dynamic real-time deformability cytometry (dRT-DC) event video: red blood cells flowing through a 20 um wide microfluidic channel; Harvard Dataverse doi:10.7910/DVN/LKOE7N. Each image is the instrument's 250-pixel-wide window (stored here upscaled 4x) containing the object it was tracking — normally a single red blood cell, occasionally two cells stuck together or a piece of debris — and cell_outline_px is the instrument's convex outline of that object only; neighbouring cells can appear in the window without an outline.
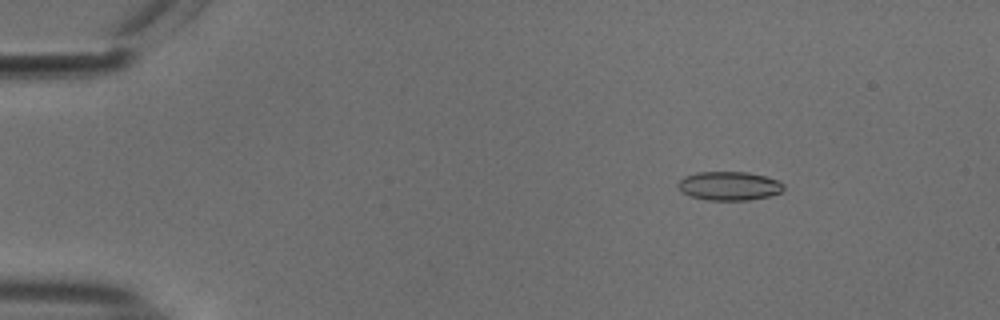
{"species": "common noctule bat (a hibernating species)", "species_latin": "Nyctalus noctula", "temperature_condition": "cold", "stored_images_in_passage": 54, "camera_frame_rate_fps": 3000, "um_per_image_px": 0.085, "animal": {"sex": "male", "body_mass_g": 18.8}, "frame": {"image": 1, "passage_image": 8, "time_ms": 2.333, "image_size_px": [1000, 320], "cell_outline_px": [[784, 188], [780, 192], [768, 196], [748, 200], [708, 200], [692, 196], [684, 192], [676, 184], [684, 176], [696, 172], [748, 172], [764, 176], [776, 180], [784, 184]], "centroid_in_image_um": [61.97, 15.79], "position_along_channel_um": 23.0, "area_um2": 17.51}}
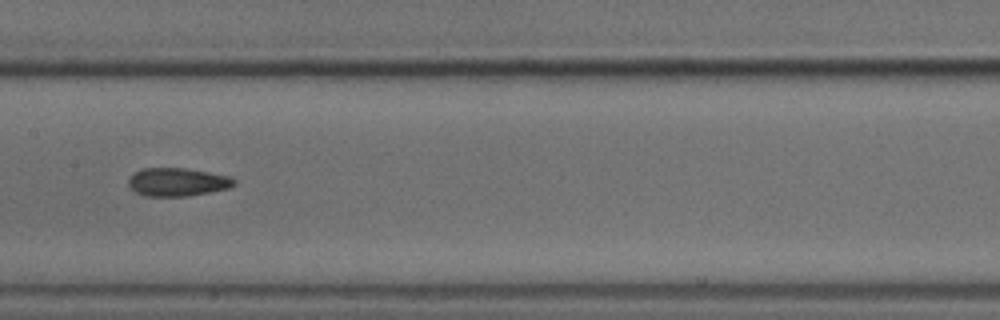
{"frame": {"image": 2, "passage_image": 28, "time_ms": 9.0, "image_size_px": [1000, 320], "cell_outline_px": [[236, 184], [228, 188], [188, 196], [144, 196], [128, 188], [128, 176], [144, 168], [184, 168], [232, 176], [236, 180]], "centroid_in_image_um": [15.06, 15.47], "position_along_channel_um": 192.3, "area_um2": 17.51}}
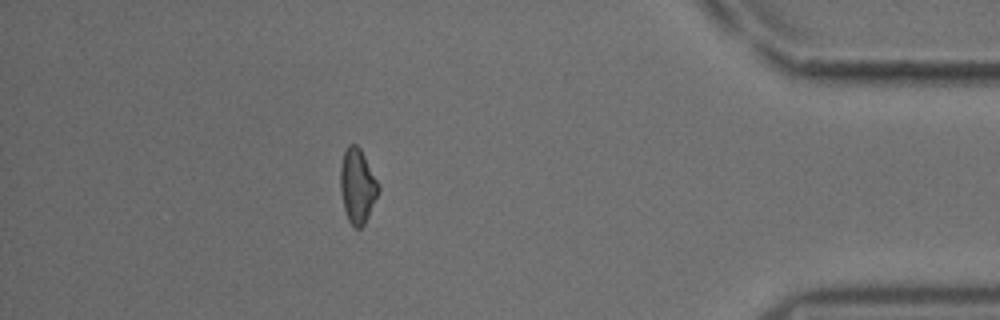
{"frame": {"image": 3, "passage_image": 48, "time_ms": 15.667, "image_size_px": [1000, 320], "cell_outline_px": [[380, 188], [368, 216], [364, 224], [360, 228], [356, 228], [348, 220], [344, 208], [340, 192], [340, 168], [344, 152], [348, 144], [356, 144], [360, 148], [380, 184]], "centroid_in_image_um": [30.38, 15.78], "position_along_channel_um": 404.8, "area_um2": 16.47}, "authors_computed_cell_mechanics": {"area_um2": 17.0799, "velocity_mm_per_s": 3.7851, "shape_relaxation_time_tau1_ms": null, "shape_relaxation_time_tau2_ms": 3.0194, "deformation_change_tau1": null, "deformation_change_tau2": 0.1112}}